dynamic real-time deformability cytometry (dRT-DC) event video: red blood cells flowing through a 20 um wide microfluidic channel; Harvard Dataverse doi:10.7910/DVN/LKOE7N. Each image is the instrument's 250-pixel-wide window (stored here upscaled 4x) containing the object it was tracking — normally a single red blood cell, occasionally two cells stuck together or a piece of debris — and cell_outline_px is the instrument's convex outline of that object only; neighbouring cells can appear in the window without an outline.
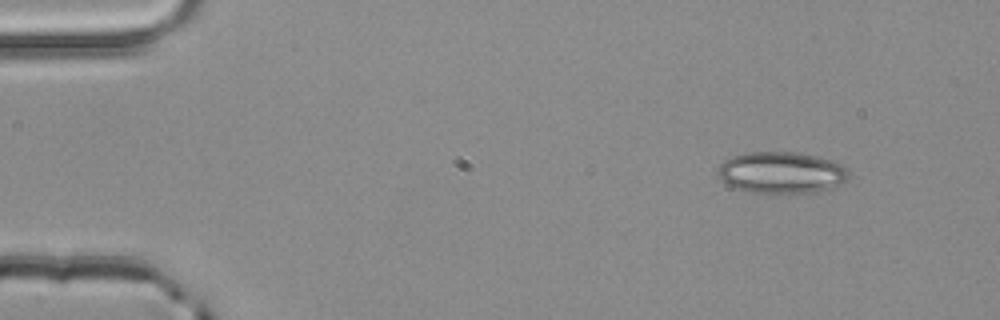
{"species": "common noctule bat (a hibernating species)", "species_latin": "Nyctalus noctula", "temperature_condition": "room temperature", "stored_images_in_passage": 4, "segment_of_instrument_passage": [1, 2], "camera_frame_rate_fps": 3000, "um_per_image_px": 0.085, "animal": {"sex": "male", "body_mass_g": 20.4}, "frame": {"image": 1, "passage_image": 1, "time_ms": 0.0, "image_size_px": [1000, 320], "cell_outline_px": [[848, 180], [840, 184], [816, 192], [788, 196], [752, 192], [736, 188], [728, 184], [720, 176], [720, 164], [724, 160], [732, 156], [744, 152], [792, 152], [816, 156], [832, 160], [840, 164], [848, 172]], "centroid_in_image_um": [66.44, 14.7], "position_along_channel_um": 18.6, "area_um2": 32.02}}